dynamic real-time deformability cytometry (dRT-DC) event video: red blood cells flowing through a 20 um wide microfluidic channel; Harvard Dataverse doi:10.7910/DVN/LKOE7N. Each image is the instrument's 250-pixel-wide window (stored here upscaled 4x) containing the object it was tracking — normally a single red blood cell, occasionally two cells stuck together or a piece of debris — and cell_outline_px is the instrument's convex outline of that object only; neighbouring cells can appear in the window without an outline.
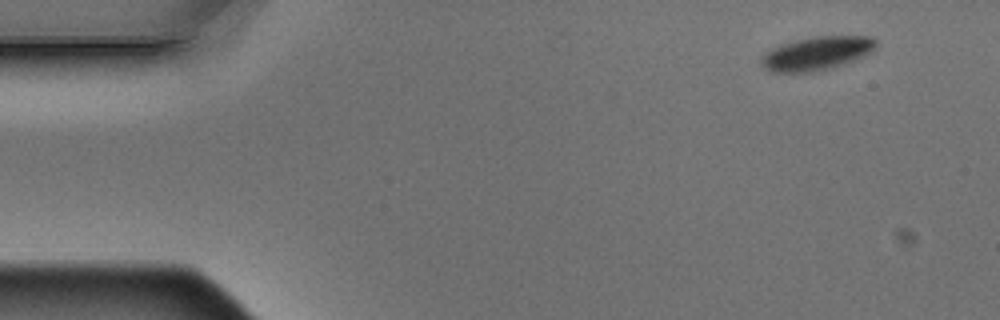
{"species": "Egyptian fruit bat (a non-hibernating species)", "species_latin": "Rousettus aegyptiacus", "temperature_condition": "warm", "stored_images_in_passage": 4, "camera_frame_rate_fps": 3000, "um_per_image_px": 0.085, "animal": {"sex": "male"}, "frame": {"image": 1, "passage_image": 1, "time_ms": 0.0, "image_size_px": [1000, 320], "cell_outline_px": [[876, 44], [872, 52], [864, 56], [832, 68], [812, 72], [772, 72], [764, 68], [760, 60], [772, 48], [780, 44], [796, 40], [816, 36], [872, 36], [876, 40]], "centroid_in_image_um": [69.45, 4.53], "position_along_channel_um": 15.6, "area_um2": 22.31}}
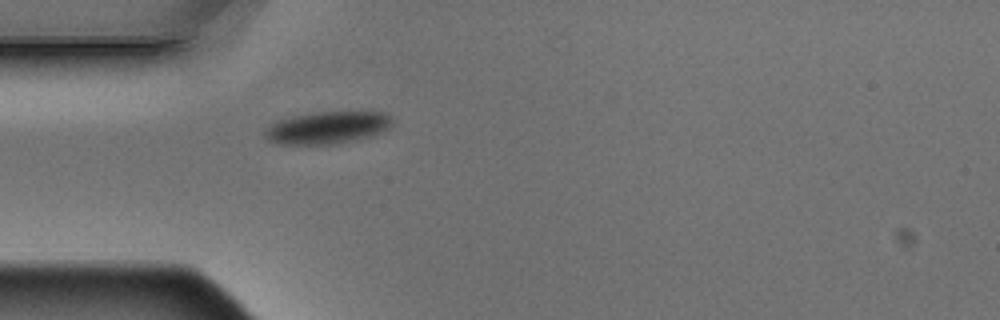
{"frame": {"image": 2, "passage_image": 4, "time_ms": 1.0, "image_size_px": [1000, 320], "cell_outline_px": [[392, 128], [372, 136], [356, 140], [336, 144], [280, 144], [268, 140], [264, 136], [264, 128], [280, 120], [292, 116], [312, 112], [384, 112], [392, 116]], "centroid_in_image_um": [27.86, 10.85], "position_along_channel_um": 57.1, "area_um2": 24.22}}